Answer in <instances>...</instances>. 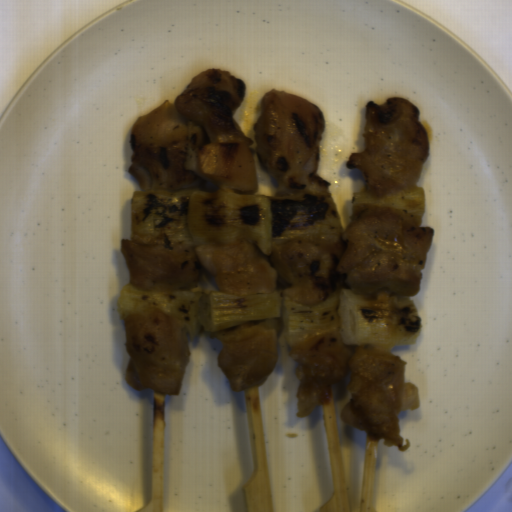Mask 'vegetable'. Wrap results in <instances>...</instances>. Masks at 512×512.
<instances>
[{
    "instance_id": "vegetable-1",
    "label": "vegetable",
    "mask_w": 512,
    "mask_h": 512,
    "mask_svg": "<svg viewBox=\"0 0 512 512\" xmlns=\"http://www.w3.org/2000/svg\"><path fill=\"white\" fill-rule=\"evenodd\" d=\"M149 310L164 313L192 341L201 332L280 322L289 347L324 331H337L353 346L391 350L417 342L422 327L415 301L386 291L354 294L342 288L317 305H300L291 302L280 286L270 293L238 296L221 290L141 291L126 283L117 299L120 318Z\"/></svg>"
},
{
    "instance_id": "vegetable-2",
    "label": "vegetable",
    "mask_w": 512,
    "mask_h": 512,
    "mask_svg": "<svg viewBox=\"0 0 512 512\" xmlns=\"http://www.w3.org/2000/svg\"><path fill=\"white\" fill-rule=\"evenodd\" d=\"M343 233L327 191L267 197L204 191L151 189L133 192L129 240L155 245H228L251 242L263 254L273 244L316 234Z\"/></svg>"
},
{
    "instance_id": "vegetable-3",
    "label": "vegetable",
    "mask_w": 512,
    "mask_h": 512,
    "mask_svg": "<svg viewBox=\"0 0 512 512\" xmlns=\"http://www.w3.org/2000/svg\"><path fill=\"white\" fill-rule=\"evenodd\" d=\"M382 211H402L412 216L420 226L425 215V191L417 187L409 193L396 192L384 198H375L369 192L353 193L351 202V218L366 216Z\"/></svg>"
}]
</instances>
